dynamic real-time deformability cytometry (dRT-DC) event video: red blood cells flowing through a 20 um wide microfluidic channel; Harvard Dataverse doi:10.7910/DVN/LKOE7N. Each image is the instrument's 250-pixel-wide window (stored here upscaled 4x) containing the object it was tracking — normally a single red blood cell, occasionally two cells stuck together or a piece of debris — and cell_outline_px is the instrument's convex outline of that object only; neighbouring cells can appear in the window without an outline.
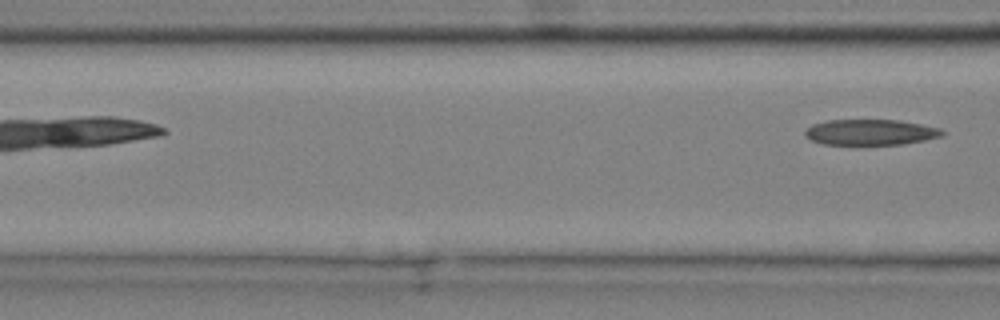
{"species": "common noctule bat (a hibernating species)", "species_latin": "Nyctalus noctula", "temperature_condition": "cold", "stored_images_in_passage": 4, "camera_frame_rate_fps": 3000, "um_per_image_px": 0.085, "animal": {"sex": "male", "body_mass_g": 20.4}, "frame": {"image": 1, "passage_image": 4, "time_ms": 1.0, "image_size_px": [1000, 320], "cell_outline_px": [[944, 136], [904, 144], [820, 144], [804, 136], [804, 132], [812, 124], [828, 120], [900, 120], [940, 128], [944, 132]], "centroid_in_image_um": [73.99, 11.24], "position_along_channel_um": 92.6, "area_um2": 20.52}}